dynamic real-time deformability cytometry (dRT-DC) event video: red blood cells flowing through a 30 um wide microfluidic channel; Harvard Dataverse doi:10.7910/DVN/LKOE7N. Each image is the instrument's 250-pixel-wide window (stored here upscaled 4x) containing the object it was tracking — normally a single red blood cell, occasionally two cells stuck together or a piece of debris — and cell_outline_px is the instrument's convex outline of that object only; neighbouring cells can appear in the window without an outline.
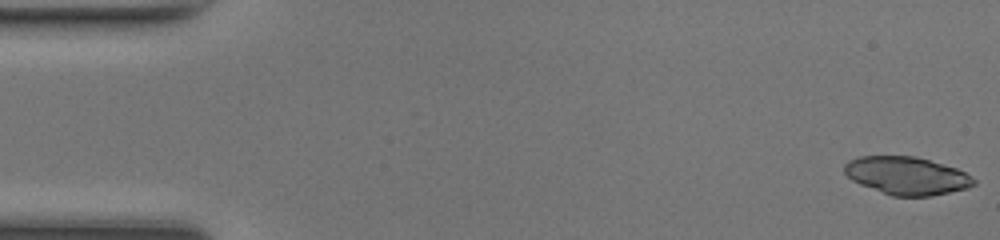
{"species": "common noctule bat (a hibernating species)", "species_latin": "Nyctalus noctula", "temperature_condition": "room temperature", "stored_images_in_passage": 48, "camera_frame_rate_fps": 3000, "um_per_image_px": 0.085, "animal": {"sex": "female", "body_mass_g": 17.0, "forearm_length_mm": 48.0}, "frame": {"image": 1, "passage_image": 1, "time_ms": 0.0, "image_size_px": [1000, 240], "cell_outline_px": [[976, 184], [968, 188], [932, 196], [892, 196], [860, 184], [852, 180], [844, 172], [844, 164], [848, 160], [860, 156], [916, 156], [956, 168], [964, 172], [976, 180]], "centroid_in_image_um": [77.07, 14.93], "position_along_channel_um": 7.9, "area_um2": 28.55}}